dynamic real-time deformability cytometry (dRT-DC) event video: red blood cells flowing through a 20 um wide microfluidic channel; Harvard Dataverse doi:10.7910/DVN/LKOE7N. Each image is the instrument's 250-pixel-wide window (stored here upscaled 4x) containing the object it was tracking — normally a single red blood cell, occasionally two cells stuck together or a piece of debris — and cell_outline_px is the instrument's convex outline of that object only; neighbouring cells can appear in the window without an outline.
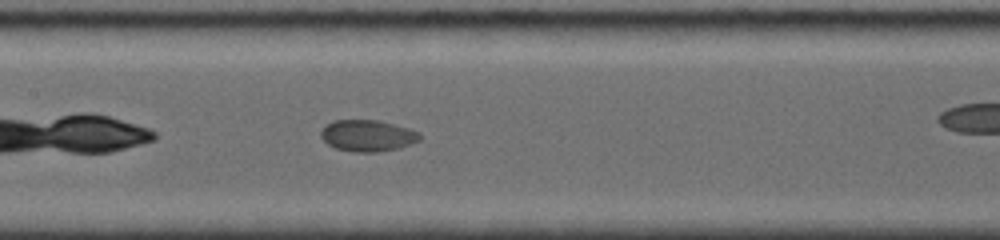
{"species": "common noctule bat (a hibernating species)", "species_latin": "Nyctalus noctula", "temperature_condition": "room temperature", "stored_images_in_passage": 21, "camera_frame_rate_fps": 4000, "um_per_image_px": 0.085, "animal": {"sex": "female", "body_mass_g": 19.0, "forearm_length_mm": 56.7}, "frame": {"image": 1, "passage_image": 7, "time_ms": 3.25, "image_size_px": [1000, 240], "cell_outline_px": [[420, 140], [396, 148], [376, 152], [352, 152], [336, 148], [328, 144], [320, 136], [320, 132], [324, 124], [332, 120], [376, 120], [408, 128], [420, 132]], "centroid_in_image_um": [31.18, 11.52], "position_along_channel_um": 176.2, "area_um2": 18.03}}
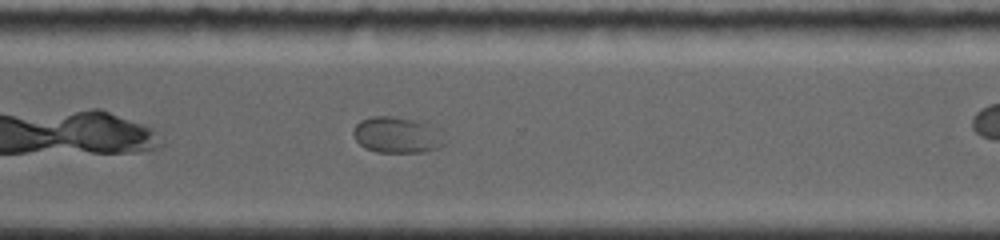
{"frame": {"image": 2, "passage_image": 15, "time_ms": 7.5, "image_size_px": [1000, 240], "cell_outline_px": [[448, 144], [440, 148], [428, 152], [376, 152], [364, 148], [356, 140], [352, 132], [356, 124], [360, 120], [372, 116], [392, 116], [412, 120], [428, 124], [440, 128], [448, 140]], "centroid_in_image_um": [33.83, 11.49], "position_along_channel_um": 336.8, "area_um2": 19.77}}
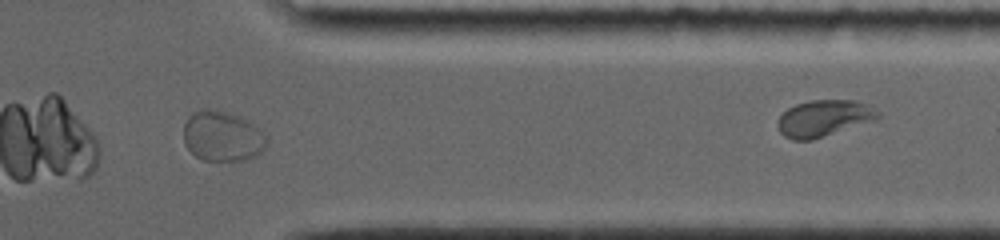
{"frame": {"image": 3, "passage_image": 18, "time_ms": 9.0, "image_size_px": [1000, 240], "cell_outline_px": [[268, 144], [256, 156], [244, 160], [200, 160], [184, 144], [184, 124], [188, 116], [192, 112], [204, 108], [216, 108], [240, 116], [248, 120], [260, 128], [264, 132], [268, 140]], "centroid_in_image_um": [18.91, 11.55], "position_along_channel_um": 392.5, "area_um2": 24.8}, "authors_computed_cell_mechanics": {"area_um2": 18.6694, "velocity_mm_per_s": 3.7826, "shape_relaxation_time_tau1_ms": 8.3697, "shape_relaxation_time_tau2_ms": null, "deformation_change_tau1": 0.1206, "deformation_change_tau2": null}}